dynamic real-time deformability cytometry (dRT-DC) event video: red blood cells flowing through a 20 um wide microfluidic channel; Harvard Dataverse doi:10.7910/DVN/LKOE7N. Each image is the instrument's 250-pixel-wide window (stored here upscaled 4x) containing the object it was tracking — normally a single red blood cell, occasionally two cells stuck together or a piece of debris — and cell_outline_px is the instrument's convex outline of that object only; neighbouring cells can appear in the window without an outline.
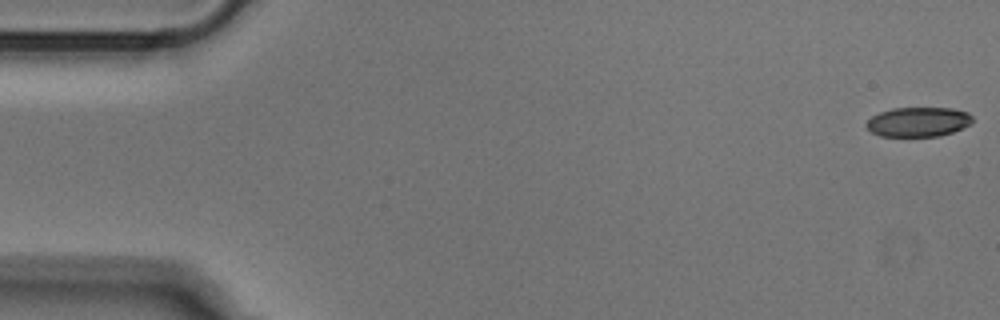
{"species": "Egyptian fruit bat (a non-hibernating species)", "species_latin": "Rousettus aegyptiacus", "temperature_condition": "cold", "stored_images_in_passage": 52, "camera_frame_rate_fps": 3000, "um_per_image_px": 0.085, "animal": {"sex": "male"}, "frame": {"image": 1, "passage_image": 1, "time_ms": 0.0, "image_size_px": [1000, 320], "cell_outline_px": [[972, 124], [964, 128], [940, 136], [880, 136], [872, 132], [864, 124], [872, 116], [880, 112], [892, 108], [952, 108], [968, 112], [972, 116]], "centroid_in_image_um": [78.07, 10.36], "position_along_channel_um": 6.9, "area_um2": 18.38}}
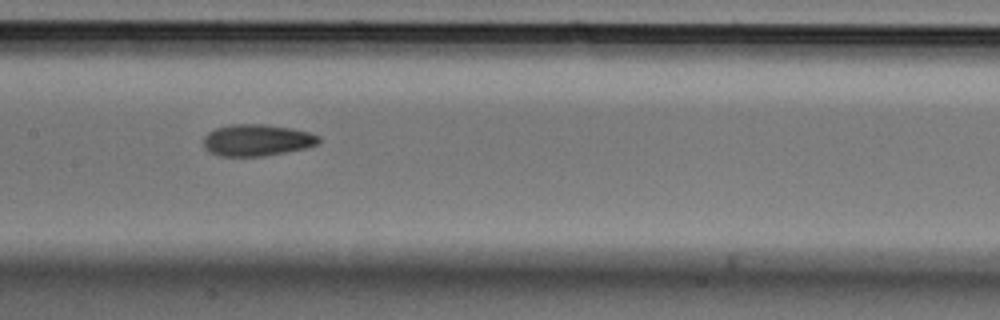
{"frame": {"image": 2, "passage_image": 25, "time_ms": 8.0, "image_size_px": [1000, 320], "cell_outline_px": [[320, 144], [304, 148], [264, 156], [220, 156], [208, 152], [204, 148], [204, 136], [208, 132], [216, 128], [232, 124], [264, 124], [292, 128], [308, 132], [320, 136]], "centroid_in_image_um": [21.83, 11.91], "position_along_channel_um": 185.6, "area_um2": 21.33}}
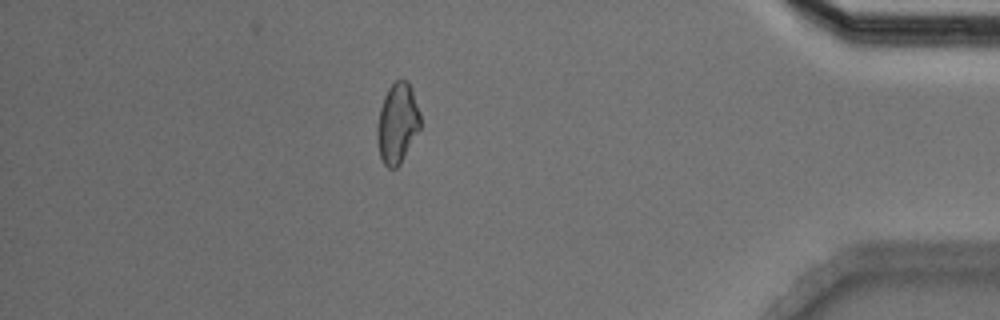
{"frame": {"image": 3, "passage_image": 45, "time_ms": 14.667, "image_size_px": [1000, 320], "cell_outline_px": [[420, 128], [400, 164], [396, 168], [388, 168], [384, 164], [380, 156], [376, 136], [376, 128], [380, 108], [384, 96], [388, 88], [396, 80], [408, 80], [420, 112]], "centroid_in_image_um": [33.76, 10.48], "position_along_channel_um": 401.4, "area_um2": 20.11}}